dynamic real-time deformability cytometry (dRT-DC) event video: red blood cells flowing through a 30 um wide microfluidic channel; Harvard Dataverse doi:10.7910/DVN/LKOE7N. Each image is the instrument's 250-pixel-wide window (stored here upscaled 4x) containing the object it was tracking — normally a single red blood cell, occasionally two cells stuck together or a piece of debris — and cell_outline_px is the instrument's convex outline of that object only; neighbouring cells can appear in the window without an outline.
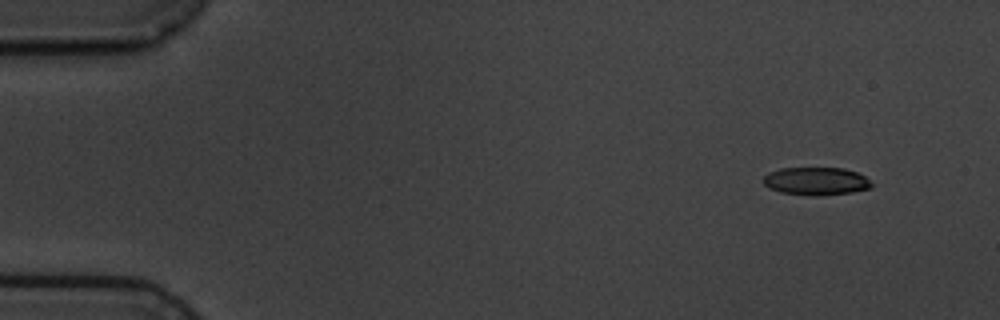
{"species": "common noctule bat (a hibernating species)", "species_latin": "Nyctalus noctula", "temperature_condition": "cold", "stored_images_in_passage": 8, "camera_frame_rate_fps": 3000, "um_per_image_px": 0.085, "animal": {"sex": "male", "body_mass_g": 19.5, "forearm_length_mm": 54.6}, "frame": {"image": 1, "passage_image": 1, "time_ms": 0.0, "image_size_px": [1000, 320], "cell_outline_px": [[872, 188], [852, 192], [816, 196], [812, 196], [780, 192], [768, 188], [764, 184], [764, 176], [768, 172], [780, 168], [844, 168], [856, 172], [864, 176], [872, 184]], "centroid_in_image_um": [69.35, 15.4], "position_along_channel_um": 15.7, "area_um2": 17.63}}
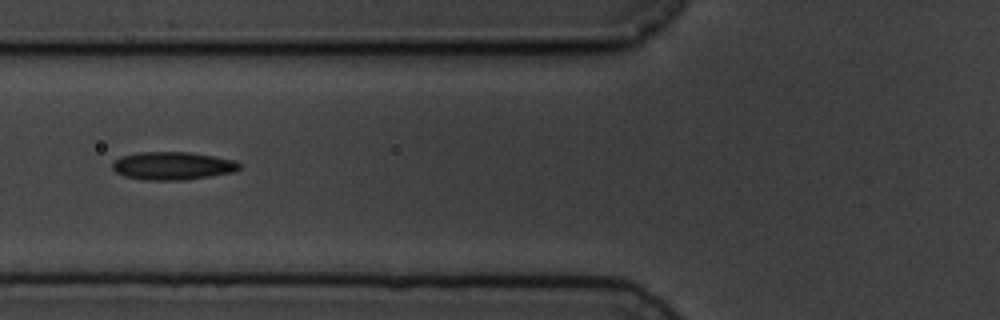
{"frame": {"image": 2, "passage_image": 6, "time_ms": 5.667, "image_size_px": [1000, 320], "cell_outline_px": [[240, 168], [236, 172], [184, 180], [144, 180], [124, 176], [116, 172], [112, 168], [112, 164], [120, 156], [136, 152], [192, 152], [236, 160], [240, 164]], "centroid_in_image_um": [14.69, 14.09], "position_along_channel_um": 111.1, "area_um2": 20.92}}
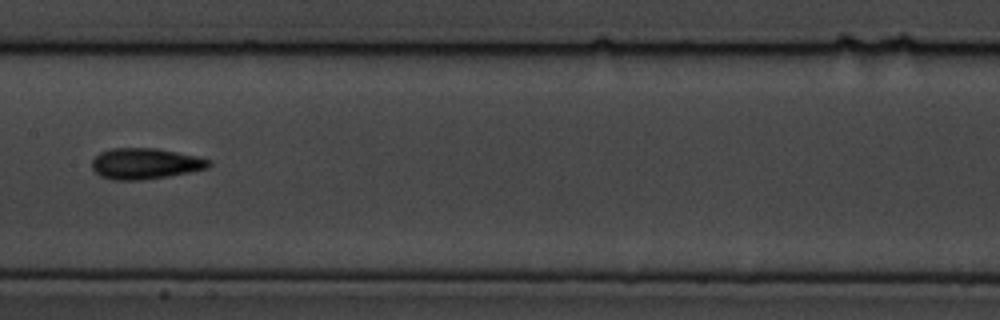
{"frame": {"image": 3, "passage_image": 8, "time_ms": 8.0, "image_size_px": [1000, 320], "cell_outline_px": [[212, 164], [208, 168], [168, 176], [140, 180], [112, 180], [100, 176], [92, 168], [92, 160], [100, 152], [112, 148], [156, 148], [196, 156], [208, 160]], "centroid_in_image_um": [12.31, 13.91], "position_along_channel_um": 195.1, "area_um2": 20.92}}